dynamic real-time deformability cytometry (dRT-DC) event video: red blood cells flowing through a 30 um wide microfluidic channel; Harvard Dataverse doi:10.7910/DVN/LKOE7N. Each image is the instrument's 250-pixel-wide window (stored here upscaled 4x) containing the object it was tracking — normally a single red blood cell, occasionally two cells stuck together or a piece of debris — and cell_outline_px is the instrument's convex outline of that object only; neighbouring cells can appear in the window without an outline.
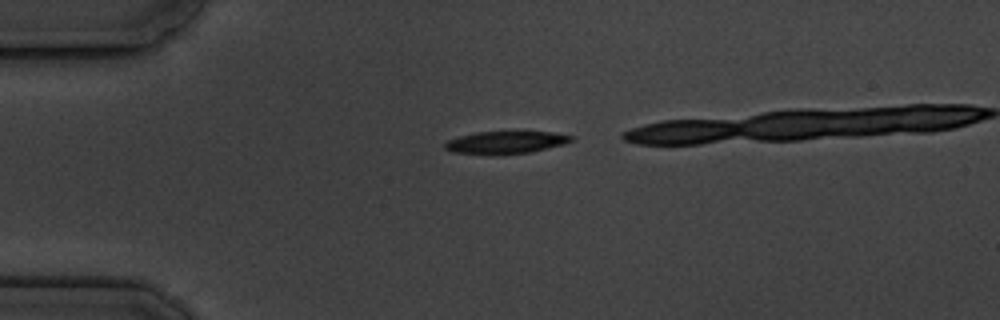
{"species": "common noctule bat (a hibernating species)", "species_latin": "Nyctalus noctula", "temperature_condition": "cold", "stored_images_in_passage": 3, "camera_frame_rate_fps": 3000, "um_per_image_px": 0.085, "animal": {"sex": "male", "body_mass_g": 19.5, "forearm_length_mm": 54.6}, "frame": {"image": 1, "passage_image": 1, "time_ms": 0.0, "image_size_px": [1000, 320], "cell_outline_px": [[572, 140], [564, 144], [532, 152], [496, 156], [452, 152], [444, 148], [444, 144], [448, 140], [460, 136], [476, 132], [516, 128], [552, 132], [572, 136]], "centroid_in_image_um": [42.99, 12.07], "position_along_channel_um": 42.0, "area_um2": 17.8}}